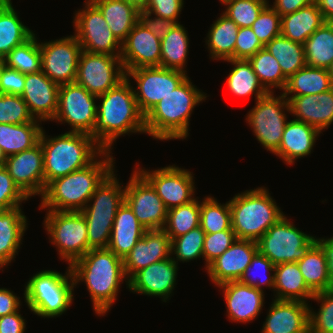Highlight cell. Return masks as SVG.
<instances>
[{"label":"cell","instance_id":"8","mask_svg":"<svg viewBox=\"0 0 333 333\" xmlns=\"http://www.w3.org/2000/svg\"><path fill=\"white\" fill-rule=\"evenodd\" d=\"M24 301L31 312L45 318H55L70 308L74 299V280L70 266L66 273L42 270L25 284Z\"/></svg>","mask_w":333,"mask_h":333},{"label":"cell","instance_id":"14","mask_svg":"<svg viewBox=\"0 0 333 333\" xmlns=\"http://www.w3.org/2000/svg\"><path fill=\"white\" fill-rule=\"evenodd\" d=\"M73 16L75 37L83 51L120 56L121 43L113 35L102 12L95 4H84Z\"/></svg>","mask_w":333,"mask_h":333},{"label":"cell","instance_id":"44","mask_svg":"<svg viewBox=\"0 0 333 333\" xmlns=\"http://www.w3.org/2000/svg\"><path fill=\"white\" fill-rule=\"evenodd\" d=\"M34 33L27 41L15 46L3 59L4 64L24 75L41 71L39 39Z\"/></svg>","mask_w":333,"mask_h":333},{"label":"cell","instance_id":"15","mask_svg":"<svg viewBox=\"0 0 333 333\" xmlns=\"http://www.w3.org/2000/svg\"><path fill=\"white\" fill-rule=\"evenodd\" d=\"M126 78L120 56L81 51L75 82L89 93L100 96Z\"/></svg>","mask_w":333,"mask_h":333},{"label":"cell","instance_id":"61","mask_svg":"<svg viewBox=\"0 0 333 333\" xmlns=\"http://www.w3.org/2000/svg\"><path fill=\"white\" fill-rule=\"evenodd\" d=\"M316 0H274L271 6L280 16L298 11Z\"/></svg>","mask_w":333,"mask_h":333},{"label":"cell","instance_id":"53","mask_svg":"<svg viewBox=\"0 0 333 333\" xmlns=\"http://www.w3.org/2000/svg\"><path fill=\"white\" fill-rule=\"evenodd\" d=\"M236 239L237 237L233 230L206 233L203 245L205 270L214 260L224 253Z\"/></svg>","mask_w":333,"mask_h":333},{"label":"cell","instance_id":"68","mask_svg":"<svg viewBox=\"0 0 333 333\" xmlns=\"http://www.w3.org/2000/svg\"><path fill=\"white\" fill-rule=\"evenodd\" d=\"M219 1H221V4L226 5L227 3H229V2H231L233 0H219Z\"/></svg>","mask_w":333,"mask_h":333},{"label":"cell","instance_id":"39","mask_svg":"<svg viewBox=\"0 0 333 333\" xmlns=\"http://www.w3.org/2000/svg\"><path fill=\"white\" fill-rule=\"evenodd\" d=\"M297 264L305 283L314 294L333 289L325 254L317 243Z\"/></svg>","mask_w":333,"mask_h":333},{"label":"cell","instance_id":"18","mask_svg":"<svg viewBox=\"0 0 333 333\" xmlns=\"http://www.w3.org/2000/svg\"><path fill=\"white\" fill-rule=\"evenodd\" d=\"M139 165L135 168L151 183L168 210L195 199V180L189 170L174 164L147 171Z\"/></svg>","mask_w":333,"mask_h":333},{"label":"cell","instance_id":"17","mask_svg":"<svg viewBox=\"0 0 333 333\" xmlns=\"http://www.w3.org/2000/svg\"><path fill=\"white\" fill-rule=\"evenodd\" d=\"M41 71L61 86L75 82L81 45L75 35L41 42Z\"/></svg>","mask_w":333,"mask_h":333},{"label":"cell","instance_id":"16","mask_svg":"<svg viewBox=\"0 0 333 333\" xmlns=\"http://www.w3.org/2000/svg\"><path fill=\"white\" fill-rule=\"evenodd\" d=\"M125 186V202L146 230L163 229L168 209L151 183L136 169Z\"/></svg>","mask_w":333,"mask_h":333},{"label":"cell","instance_id":"4","mask_svg":"<svg viewBox=\"0 0 333 333\" xmlns=\"http://www.w3.org/2000/svg\"><path fill=\"white\" fill-rule=\"evenodd\" d=\"M206 97L187 77L145 115L146 134L162 141L186 139L190 116Z\"/></svg>","mask_w":333,"mask_h":333},{"label":"cell","instance_id":"51","mask_svg":"<svg viewBox=\"0 0 333 333\" xmlns=\"http://www.w3.org/2000/svg\"><path fill=\"white\" fill-rule=\"evenodd\" d=\"M274 267L275 265L268 258L257 252L239 281L262 291H264V286L271 290L274 288ZM261 272L267 277L256 275ZM260 277L263 279L261 280Z\"/></svg>","mask_w":333,"mask_h":333},{"label":"cell","instance_id":"50","mask_svg":"<svg viewBox=\"0 0 333 333\" xmlns=\"http://www.w3.org/2000/svg\"><path fill=\"white\" fill-rule=\"evenodd\" d=\"M268 3V0H233L226 4L223 13L234 21L239 28L251 27Z\"/></svg>","mask_w":333,"mask_h":333},{"label":"cell","instance_id":"22","mask_svg":"<svg viewBox=\"0 0 333 333\" xmlns=\"http://www.w3.org/2000/svg\"><path fill=\"white\" fill-rule=\"evenodd\" d=\"M257 252V241L236 239L207 267L206 271L211 282L219 286L223 283L239 281Z\"/></svg>","mask_w":333,"mask_h":333},{"label":"cell","instance_id":"69","mask_svg":"<svg viewBox=\"0 0 333 333\" xmlns=\"http://www.w3.org/2000/svg\"><path fill=\"white\" fill-rule=\"evenodd\" d=\"M0 2H11V0H0Z\"/></svg>","mask_w":333,"mask_h":333},{"label":"cell","instance_id":"45","mask_svg":"<svg viewBox=\"0 0 333 333\" xmlns=\"http://www.w3.org/2000/svg\"><path fill=\"white\" fill-rule=\"evenodd\" d=\"M200 226V201H193L168 210L167 220L163 230L170 240L188 233Z\"/></svg>","mask_w":333,"mask_h":333},{"label":"cell","instance_id":"56","mask_svg":"<svg viewBox=\"0 0 333 333\" xmlns=\"http://www.w3.org/2000/svg\"><path fill=\"white\" fill-rule=\"evenodd\" d=\"M184 0H148L144 12L180 23Z\"/></svg>","mask_w":333,"mask_h":333},{"label":"cell","instance_id":"3","mask_svg":"<svg viewBox=\"0 0 333 333\" xmlns=\"http://www.w3.org/2000/svg\"><path fill=\"white\" fill-rule=\"evenodd\" d=\"M112 154V151H103L87 167L49 182L41 196L39 208L47 211H82L96 187L115 169Z\"/></svg>","mask_w":333,"mask_h":333},{"label":"cell","instance_id":"11","mask_svg":"<svg viewBox=\"0 0 333 333\" xmlns=\"http://www.w3.org/2000/svg\"><path fill=\"white\" fill-rule=\"evenodd\" d=\"M274 93L268 92L256 100V105L247 113L245 119L257 141L271 153L279 148L288 122L285 110L290 114L289 101L283 93L280 92L279 96H275Z\"/></svg>","mask_w":333,"mask_h":333},{"label":"cell","instance_id":"6","mask_svg":"<svg viewBox=\"0 0 333 333\" xmlns=\"http://www.w3.org/2000/svg\"><path fill=\"white\" fill-rule=\"evenodd\" d=\"M229 203L232 230L237 239L258 241L285 215L264 186L235 194Z\"/></svg>","mask_w":333,"mask_h":333},{"label":"cell","instance_id":"52","mask_svg":"<svg viewBox=\"0 0 333 333\" xmlns=\"http://www.w3.org/2000/svg\"><path fill=\"white\" fill-rule=\"evenodd\" d=\"M251 29L265 46L281 34V16L268 3L252 24Z\"/></svg>","mask_w":333,"mask_h":333},{"label":"cell","instance_id":"40","mask_svg":"<svg viewBox=\"0 0 333 333\" xmlns=\"http://www.w3.org/2000/svg\"><path fill=\"white\" fill-rule=\"evenodd\" d=\"M188 31L180 23H176L171 31L161 40L160 67L185 70L189 55Z\"/></svg>","mask_w":333,"mask_h":333},{"label":"cell","instance_id":"24","mask_svg":"<svg viewBox=\"0 0 333 333\" xmlns=\"http://www.w3.org/2000/svg\"><path fill=\"white\" fill-rule=\"evenodd\" d=\"M217 287L224 293L227 317L232 322L247 323L260 315L265 304L264 291L240 281L223 283Z\"/></svg>","mask_w":333,"mask_h":333},{"label":"cell","instance_id":"64","mask_svg":"<svg viewBox=\"0 0 333 333\" xmlns=\"http://www.w3.org/2000/svg\"><path fill=\"white\" fill-rule=\"evenodd\" d=\"M127 3L134 5L139 11H143L148 0H125Z\"/></svg>","mask_w":333,"mask_h":333},{"label":"cell","instance_id":"59","mask_svg":"<svg viewBox=\"0 0 333 333\" xmlns=\"http://www.w3.org/2000/svg\"><path fill=\"white\" fill-rule=\"evenodd\" d=\"M20 297L7 288H0V317L17 312L21 306Z\"/></svg>","mask_w":333,"mask_h":333},{"label":"cell","instance_id":"55","mask_svg":"<svg viewBox=\"0 0 333 333\" xmlns=\"http://www.w3.org/2000/svg\"><path fill=\"white\" fill-rule=\"evenodd\" d=\"M262 48H264V45L257 38L251 27L239 28L234 47V59L248 60Z\"/></svg>","mask_w":333,"mask_h":333},{"label":"cell","instance_id":"63","mask_svg":"<svg viewBox=\"0 0 333 333\" xmlns=\"http://www.w3.org/2000/svg\"><path fill=\"white\" fill-rule=\"evenodd\" d=\"M326 22H333V0H316Z\"/></svg>","mask_w":333,"mask_h":333},{"label":"cell","instance_id":"23","mask_svg":"<svg viewBox=\"0 0 333 333\" xmlns=\"http://www.w3.org/2000/svg\"><path fill=\"white\" fill-rule=\"evenodd\" d=\"M59 87L42 71L25 75L21 97L26 102L34 119L41 122L54 119L58 108Z\"/></svg>","mask_w":333,"mask_h":333},{"label":"cell","instance_id":"66","mask_svg":"<svg viewBox=\"0 0 333 333\" xmlns=\"http://www.w3.org/2000/svg\"><path fill=\"white\" fill-rule=\"evenodd\" d=\"M328 73H329L331 81L333 83V62L331 63L330 67L328 68Z\"/></svg>","mask_w":333,"mask_h":333},{"label":"cell","instance_id":"37","mask_svg":"<svg viewBox=\"0 0 333 333\" xmlns=\"http://www.w3.org/2000/svg\"><path fill=\"white\" fill-rule=\"evenodd\" d=\"M11 2H0V58L27 41L33 30L25 26Z\"/></svg>","mask_w":333,"mask_h":333},{"label":"cell","instance_id":"58","mask_svg":"<svg viewBox=\"0 0 333 333\" xmlns=\"http://www.w3.org/2000/svg\"><path fill=\"white\" fill-rule=\"evenodd\" d=\"M154 16L151 13L140 11L139 21L156 37L162 40L171 31L176 22L156 15Z\"/></svg>","mask_w":333,"mask_h":333},{"label":"cell","instance_id":"12","mask_svg":"<svg viewBox=\"0 0 333 333\" xmlns=\"http://www.w3.org/2000/svg\"><path fill=\"white\" fill-rule=\"evenodd\" d=\"M98 96L89 93L76 82L61 85L58 108L52 121L68 123L70 132L91 135L97 119Z\"/></svg>","mask_w":333,"mask_h":333},{"label":"cell","instance_id":"67","mask_svg":"<svg viewBox=\"0 0 333 333\" xmlns=\"http://www.w3.org/2000/svg\"><path fill=\"white\" fill-rule=\"evenodd\" d=\"M4 65V59L0 58V78H1V69ZM2 93V87H1V83H0V94Z\"/></svg>","mask_w":333,"mask_h":333},{"label":"cell","instance_id":"54","mask_svg":"<svg viewBox=\"0 0 333 333\" xmlns=\"http://www.w3.org/2000/svg\"><path fill=\"white\" fill-rule=\"evenodd\" d=\"M29 198L19 189L5 166L0 167V211L20 207Z\"/></svg>","mask_w":333,"mask_h":333},{"label":"cell","instance_id":"26","mask_svg":"<svg viewBox=\"0 0 333 333\" xmlns=\"http://www.w3.org/2000/svg\"><path fill=\"white\" fill-rule=\"evenodd\" d=\"M272 301L261 333H309V303Z\"/></svg>","mask_w":333,"mask_h":333},{"label":"cell","instance_id":"49","mask_svg":"<svg viewBox=\"0 0 333 333\" xmlns=\"http://www.w3.org/2000/svg\"><path fill=\"white\" fill-rule=\"evenodd\" d=\"M41 122L30 114L26 102L20 95L0 94V123L24 124Z\"/></svg>","mask_w":333,"mask_h":333},{"label":"cell","instance_id":"35","mask_svg":"<svg viewBox=\"0 0 333 333\" xmlns=\"http://www.w3.org/2000/svg\"><path fill=\"white\" fill-rule=\"evenodd\" d=\"M40 122L0 123V148L7 156L33 148L39 143L43 127Z\"/></svg>","mask_w":333,"mask_h":333},{"label":"cell","instance_id":"13","mask_svg":"<svg viewBox=\"0 0 333 333\" xmlns=\"http://www.w3.org/2000/svg\"><path fill=\"white\" fill-rule=\"evenodd\" d=\"M136 82L134 95L140 112L145 116L163 97L175 90L187 73L160 66L140 67L126 71V78Z\"/></svg>","mask_w":333,"mask_h":333},{"label":"cell","instance_id":"7","mask_svg":"<svg viewBox=\"0 0 333 333\" xmlns=\"http://www.w3.org/2000/svg\"><path fill=\"white\" fill-rule=\"evenodd\" d=\"M123 185L113 169L80 211L86 220L89 250L108 248L116 212L125 201Z\"/></svg>","mask_w":333,"mask_h":333},{"label":"cell","instance_id":"29","mask_svg":"<svg viewBox=\"0 0 333 333\" xmlns=\"http://www.w3.org/2000/svg\"><path fill=\"white\" fill-rule=\"evenodd\" d=\"M146 231L124 201L116 212L108 249L124 259Z\"/></svg>","mask_w":333,"mask_h":333},{"label":"cell","instance_id":"62","mask_svg":"<svg viewBox=\"0 0 333 333\" xmlns=\"http://www.w3.org/2000/svg\"><path fill=\"white\" fill-rule=\"evenodd\" d=\"M317 244L322 248L328 267V275L333 283V236L330 238H317Z\"/></svg>","mask_w":333,"mask_h":333},{"label":"cell","instance_id":"30","mask_svg":"<svg viewBox=\"0 0 333 333\" xmlns=\"http://www.w3.org/2000/svg\"><path fill=\"white\" fill-rule=\"evenodd\" d=\"M21 207L0 211V269L15 260L27 229V217Z\"/></svg>","mask_w":333,"mask_h":333},{"label":"cell","instance_id":"57","mask_svg":"<svg viewBox=\"0 0 333 333\" xmlns=\"http://www.w3.org/2000/svg\"><path fill=\"white\" fill-rule=\"evenodd\" d=\"M0 83L2 93L21 96L24 89L25 75L4 64L1 69Z\"/></svg>","mask_w":333,"mask_h":333},{"label":"cell","instance_id":"36","mask_svg":"<svg viewBox=\"0 0 333 333\" xmlns=\"http://www.w3.org/2000/svg\"><path fill=\"white\" fill-rule=\"evenodd\" d=\"M333 87L328 69L306 65L287 79L284 96L320 94Z\"/></svg>","mask_w":333,"mask_h":333},{"label":"cell","instance_id":"19","mask_svg":"<svg viewBox=\"0 0 333 333\" xmlns=\"http://www.w3.org/2000/svg\"><path fill=\"white\" fill-rule=\"evenodd\" d=\"M5 168L19 189L30 199L44 192V159L41 143L7 156Z\"/></svg>","mask_w":333,"mask_h":333},{"label":"cell","instance_id":"31","mask_svg":"<svg viewBox=\"0 0 333 333\" xmlns=\"http://www.w3.org/2000/svg\"><path fill=\"white\" fill-rule=\"evenodd\" d=\"M274 298L277 300L307 303L315 295L304 281L297 262L278 264L274 267Z\"/></svg>","mask_w":333,"mask_h":333},{"label":"cell","instance_id":"10","mask_svg":"<svg viewBox=\"0 0 333 333\" xmlns=\"http://www.w3.org/2000/svg\"><path fill=\"white\" fill-rule=\"evenodd\" d=\"M43 222L60 260L69 266L89 251L86 220L80 211H46Z\"/></svg>","mask_w":333,"mask_h":333},{"label":"cell","instance_id":"60","mask_svg":"<svg viewBox=\"0 0 333 333\" xmlns=\"http://www.w3.org/2000/svg\"><path fill=\"white\" fill-rule=\"evenodd\" d=\"M17 312L0 317V333H24L26 322L24 317Z\"/></svg>","mask_w":333,"mask_h":333},{"label":"cell","instance_id":"32","mask_svg":"<svg viewBox=\"0 0 333 333\" xmlns=\"http://www.w3.org/2000/svg\"><path fill=\"white\" fill-rule=\"evenodd\" d=\"M95 4L103 14L113 35L122 43L139 21L140 11L125 0H86Z\"/></svg>","mask_w":333,"mask_h":333},{"label":"cell","instance_id":"5","mask_svg":"<svg viewBox=\"0 0 333 333\" xmlns=\"http://www.w3.org/2000/svg\"><path fill=\"white\" fill-rule=\"evenodd\" d=\"M39 142L44 159V190L54 179L87 167L104 151L90 135L70 131L47 137L43 129Z\"/></svg>","mask_w":333,"mask_h":333},{"label":"cell","instance_id":"47","mask_svg":"<svg viewBox=\"0 0 333 333\" xmlns=\"http://www.w3.org/2000/svg\"><path fill=\"white\" fill-rule=\"evenodd\" d=\"M205 232L201 227L190 230L188 233L171 240V256L172 259L178 264L179 262H189L193 260L202 259L203 256V245Z\"/></svg>","mask_w":333,"mask_h":333},{"label":"cell","instance_id":"43","mask_svg":"<svg viewBox=\"0 0 333 333\" xmlns=\"http://www.w3.org/2000/svg\"><path fill=\"white\" fill-rule=\"evenodd\" d=\"M248 61L267 92L273 93L274 88H279L282 91L285 89L287 78L283 75L276 58L267 49L262 48Z\"/></svg>","mask_w":333,"mask_h":333},{"label":"cell","instance_id":"28","mask_svg":"<svg viewBox=\"0 0 333 333\" xmlns=\"http://www.w3.org/2000/svg\"><path fill=\"white\" fill-rule=\"evenodd\" d=\"M321 132L299 120H289L284 128L279 148L273 153L287 165L308 156L313 151Z\"/></svg>","mask_w":333,"mask_h":333},{"label":"cell","instance_id":"9","mask_svg":"<svg viewBox=\"0 0 333 333\" xmlns=\"http://www.w3.org/2000/svg\"><path fill=\"white\" fill-rule=\"evenodd\" d=\"M317 243V238L299 230L283 215L257 241L258 252L275 266L297 262Z\"/></svg>","mask_w":333,"mask_h":333},{"label":"cell","instance_id":"65","mask_svg":"<svg viewBox=\"0 0 333 333\" xmlns=\"http://www.w3.org/2000/svg\"><path fill=\"white\" fill-rule=\"evenodd\" d=\"M6 155L3 153L2 149L0 148V167L5 166L6 162Z\"/></svg>","mask_w":333,"mask_h":333},{"label":"cell","instance_id":"46","mask_svg":"<svg viewBox=\"0 0 333 333\" xmlns=\"http://www.w3.org/2000/svg\"><path fill=\"white\" fill-rule=\"evenodd\" d=\"M200 227L205 233L232 230L229 201L221 204L211 195L200 200Z\"/></svg>","mask_w":333,"mask_h":333},{"label":"cell","instance_id":"20","mask_svg":"<svg viewBox=\"0 0 333 333\" xmlns=\"http://www.w3.org/2000/svg\"><path fill=\"white\" fill-rule=\"evenodd\" d=\"M177 272L178 264L171 256L136 272L128 280V288L133 293L159 297L167 302L177 284Z\"/></svg>","mask_w":333,"mask_h":333},{"label":"cell","instance_id":"25","mask_svg":"<svg viewBox=\"0 0 333 333\" xmlns=\"http://www.w3.org/2000/svg\"><path fill=\"white\" fill-rule=\"evenodd\" d=\"M170 257L171 240L169 235L163 229L147 230L123 259L126 278L129 280L139 270Z\"/></svg>","mask_w":333,"mask_h":333},{"label":"cell","instance_id":"38","mask_svg":"<svg viewBox=\"0 0 333 333\" xmlns=\"http://www.w3.org/2000/svg\"><path fill=\"white\" fill-rule=\"evenodd\" d=\"M226 61L234 65L228 77H226L227 89H229L231 93L237 97L255 95V101L268 93L260 83L248 60L229 59Z\"/></svg>","mask_w":333,"mask_h":333},{"label":"cell","instance_id":"1","mask_svg":"<svg viewBox=\"0 0 333 333\" xmlns=\"http://www.w3.org/2000/svg\"><path fill=\"white\" fill-rule=\"evenodd\" d=\"M131 80L125 78L116 87L98 96L96 124L91 137L104 150L111 151L120 136L146 133L145 116L140 112Z\"/></svg>","mask_w":333,"mask_h":333},{"label":"cell","instance_id":"41","mask_svg":"<svg viewBox=\"0 0 333 333\" xmlns=\"http://www.w3.org/2000/svg\"><path fill=\"white\" fill-rule=\"evenodd\" d=\"M303 46L306 65L328 69L333 62V22H325Z\"/></svg>","mask_w":333,"mask_h":333},{"label":"cell","instance_id":"2","mask_svg":"<svg viewBox=\"0 0 333 333\" xmlns=\"http://www.w3.org/2000/svg\"><path fill=\"white\" fill-rule=\"evenodd\" d=\"M75 286L85 282L97 315L105 316L117 300L123 280L128 288L123 259L108 248L90 249L70 265Z\"/></svg>","mask_w":333,"mask_h":333},{"label":"cell","instance_id":"42","mask_svg":"<svg viewBox=\"0 0 333 333\" xmlns=\"http://www.w3.org/2000/svg\"><path fill=\"white\" fill-rule=\"evenodd\" d=\"M264 48L276 58L287 79L306 66L304 46L282 34L273 38Z\"/></svg>","mask_w":333,"mask_h":333},{"label":"cell","instance_id":"48","mask_svg":"<svg viewBox=\"0 0 333 333\" xmlns=\"http://www.w3.org/2000/svg\"><path fill=\"white\" fill-rule=\"evenodd\" d=\"M313 299L320 308L314 312L309 306V333H333V289L316 293Z\"/></svg>","mask_w":333,"mask_h":333},{"label":"cell","instance_id":"34","mask_svg":"<svg viewBox=\"0 0 333 333\" xmlns=\"http://www.w3.org/2000/svg\"><path fill=\"white\" fill-rule=\"evenodd\" d=\"M239 26L222 13L213 22L206 36L209 57L213 60L234 59V47Z\"/></svg>","mask_w":333,"mask_h":333},{"label":"cell","instance_id":"27","mask_svg":"<svg viewBox=\"0 0 333 333\" xmlns=\"http://www.w3.org/2000/svg\"><path fill=\"white\" fill-rule=\"evenodd\" d=\"M285 97L295 120L311 125L321 133L333 124V87L320 94Z\"/></svg>","mask_w":333,"mask_h":333},{"label":"cell","instance_id":"33","mask_svg":"<svg viewBox=\"0 0 333 333\" xmlns=\"http://www.w3.org/2000/svg\"><path fill=\"white\" fill-rule=\"evenodd\" d=\"M325 22L318 5L312 3L296 12L281 16V34L287 39L303 45Z\"/></svg>","mask_w":333,"mask_h":333},{"label":"cell","instance_id":"21","mask_svg":"<svg viewBox=\"0 0 333 333\" xmlns=\"http://www.w3.org/2000/svg\"><path fill=\"white\" fill-rule=\"evenodd\" d=\"M120 58L125 72L140 67L160 66L161 40L138 21L121 43Z\"/></svg>","mask_w":333,"mask_h":333}]
</instances>
